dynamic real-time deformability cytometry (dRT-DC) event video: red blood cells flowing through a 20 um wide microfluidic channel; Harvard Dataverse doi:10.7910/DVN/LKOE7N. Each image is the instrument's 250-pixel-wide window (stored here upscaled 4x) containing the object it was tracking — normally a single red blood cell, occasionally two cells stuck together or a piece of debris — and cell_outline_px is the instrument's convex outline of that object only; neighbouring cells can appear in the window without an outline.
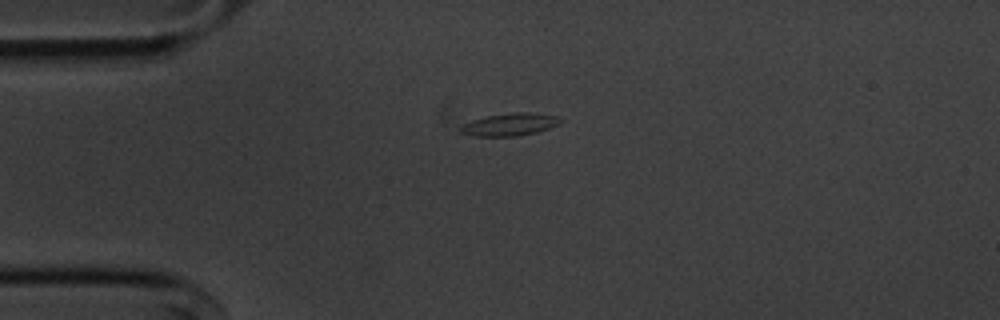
{"species": "common noctule bat (a hibernating species)", "species_latin": "Nyctalus noctula", "temperature_condition": "cold", "stored_images_in_passage": 43, "camera_frame_rate_fps": 3000, "um_per_image_px": 0.085, "animal": {"sex": "male", "body_mass_g": 20.1, "forearm_length_mm": 53.5}, "frame": {"image": 1, "passage_image": 1, "time_ms": 0.0, "image_size_px": [1000, 320], "cell_outline_px": [[564, 120], [560, 124], [536, 132], [516, 136], [472, 136], [460, 132], [460, 128], [464, 124], [472, 120], [488, 116], [516, 112], [532, 112], [556, 116]], "centroid_in_image_um": [43.36, 10.58], "position_along_channel_um": 41.6, "area_um2": 13.01}}
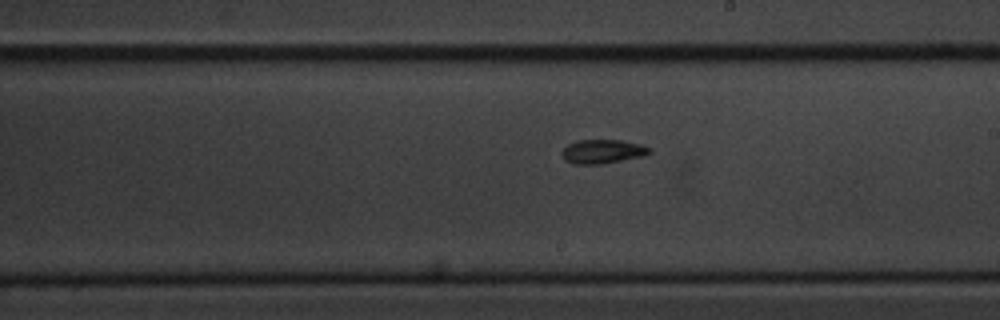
{"frame": {"image": 2, "passage_image": 19, "time_ms": 6.0, "image_size_px": [1000, 320], "cell_outline_px": [[652, 152], [644, 156], [604, 164], [572, 164], [564, 160], [560, 152], [568, 144], [576, 140], [620, 140], [640, 144], [652, 148]], "centroid_in_image_um": [51.21, 12.88], "position_along_channel_um": 237.8, "area_um2": 12.48}}
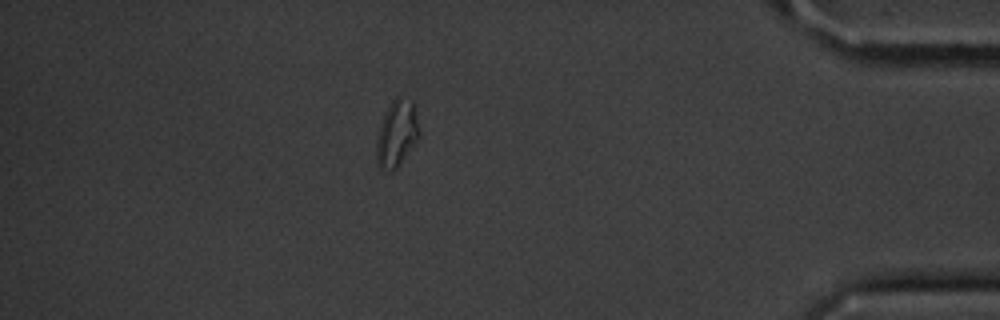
{"frame": {"image": 3, "passage_image": 36, "time_ms": 11.667, "image_size_px": [1000, 320], "cell_outline_px": [[420, 136], [396, 168], [392, 172], [380, 168], [376, 164], [376, 136], [384, 112], [392, 100], [400, 92], [412, 100], [420, 132]], "centroid_in_image_um": [33.7, 11.3], "position_along_channel_um": 401.5, "area_um2": 16.94}, "authors_computed_cell_mechanics": {"area_um2": 12.138, "velocity_mm_per_s": 3.6168, "shape_relaxation_time_tau1_ms": 4.9865, "shape_relaxation_time_tau2_ms": 6.2159, "deformation_change_tau1": 0.2039, "deformation_change_tau2": 0.1261}}